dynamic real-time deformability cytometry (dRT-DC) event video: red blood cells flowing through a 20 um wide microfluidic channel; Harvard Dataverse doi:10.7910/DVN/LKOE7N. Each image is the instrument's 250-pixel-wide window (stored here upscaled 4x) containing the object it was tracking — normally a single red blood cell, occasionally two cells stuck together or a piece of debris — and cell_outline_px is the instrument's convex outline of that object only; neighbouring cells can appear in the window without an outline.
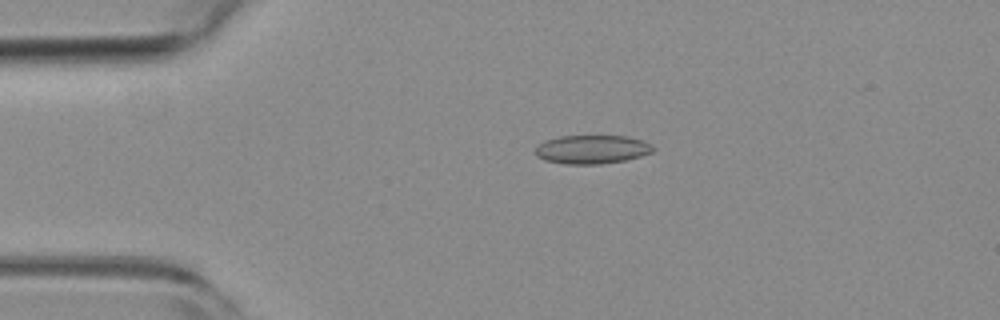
{"species": "common noctule bat (a hibernating species)", "species_latin": "Nyctalus noctula", "temperature_condition": "room temperature", "stored_images_in_passage": 54, "camera_frame_rate_fps": 3000, "um_per_image_px": 0.085, "animal": {"sex": "female", "body_mass_g": 19.3, "forearm_length_mm": 54.1}, "frame": {"image": 1, "passage_image": 11, "time_ms": 3.333, "image_size_px": [1000, 320], "cell_outline_px": [[656, 148], [652, 152], [640, 156], [624, 160], [600, 164], [564, 164], [544, 160], [536, 156], [536, 148], [544, 140], [560, 136], [628, 136], [644, 140], [652, 144]], "centroid_in_image_um": [50.34, 12.69], "position_along_channel_um": 34.7, "area_um2": 19.77}}
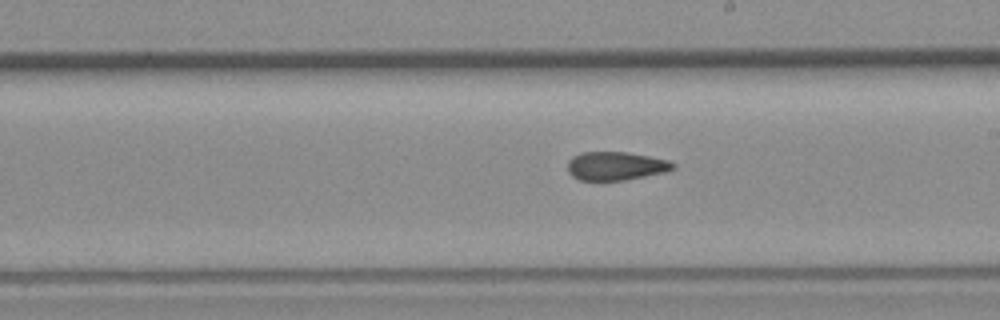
{"frame": {"image": 2, "passage_image": 30, "time_ms": 9.667, "image_size_px": [1000, 320], "cell_outline_px": [[676, 168], [664, 172], [624, 180], [580, 180], [572, 176], [568, 172], [568, 160], [572, 156], [580, 152], [628, 152], [668, 160], [676, 164]], "centroid_in_image_um": [52.32, 14.1], "position_along_channel_um": 236.7, "area_um2": 17.51}}
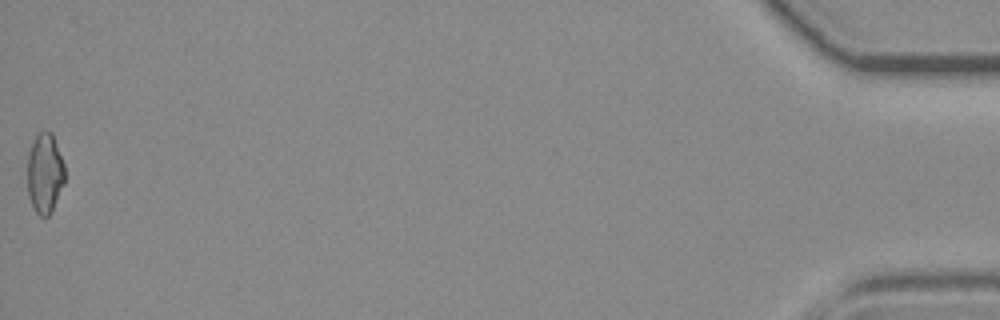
{"frame": {"image": 3, "passage_image": 54, "time_ms": 17.667, "image_size_px": [1000, 320], "cell_outline_px": [[64, 184], [48, 216], [40, 216], [36, 212], [28, 196], [28, 152], [36, 132], [52, 132], [64, 164]], "centroid_in_image_um": [3.8, 14.69], "position_along_channel_um": 431.4, "area_um2": 17.28}, "authors_computed_cell_mechanics": {"area_um2": 18.2937, "velocity_mm_per_s": 3.771, "shape_relaxation_time_tau1_ms": null, "shape_relaxation_time_tau2_ms": 2.9002, "deformation_change_tau1": null, "deformation_change_tau2": 0.0999}}